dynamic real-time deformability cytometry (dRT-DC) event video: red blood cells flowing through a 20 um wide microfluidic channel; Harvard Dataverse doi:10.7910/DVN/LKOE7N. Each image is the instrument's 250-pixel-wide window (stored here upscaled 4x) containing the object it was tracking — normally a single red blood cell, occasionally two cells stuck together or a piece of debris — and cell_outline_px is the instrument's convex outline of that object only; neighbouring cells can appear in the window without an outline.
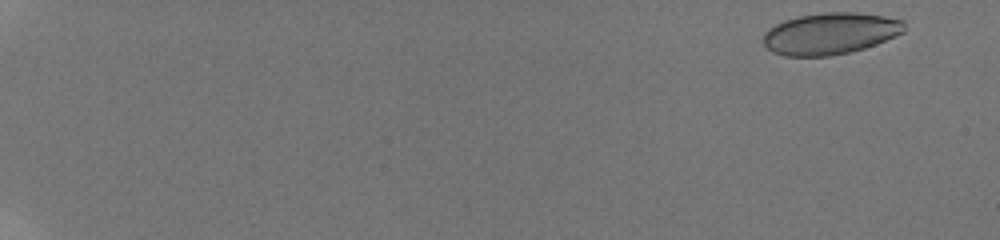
{"species": "human", "species_latin": "Homo sapiens", "temperature_condition": "room temperature", "stored_images_in_passage": 8, "camera_frame_rate_fps": 3000, "um_per_image_px": 0.085, "donor": {"sex": "male"}, "frame": {"image": 1, "passage_image": 1, "time_ms": 0.0, "image_size_px": [1000, 240], "cell_outline_px": [[904, 32], [896, 36], [864, 48], [848, 52], [828, 56], [784, 56], [772, 52], [764, 44], [764, 32], [768, 28], [784, 20], [796, 16], [820, 12], [856, 12], [884, 16], [904, 20]], "centroid_in_image_um": [70.55, 2.84], "position_along_channel_um": 14.4, "area_um2": 34.33}}
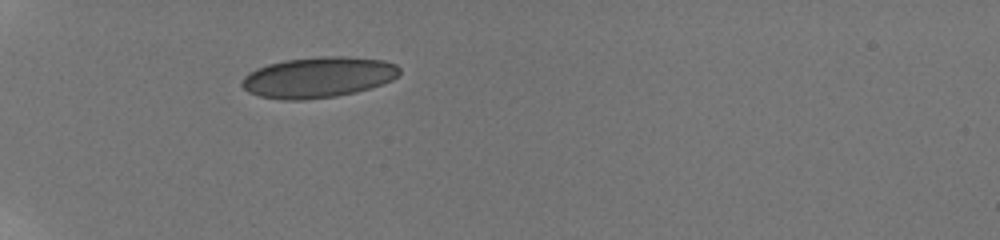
{"frame": {"image": 2, "passage_image": 7, "time_ms": 6.0, "image_size_px": [1000, 240], "cell_outline_px": [[400, 72], [392, 80], [356, 92], [336, 96], [304, 100], [284, 100], [260, 96], [248, 92], [240, 84], [244, 76], [248, 72], [256, 68], [268, 64], [284, 60], [320, 56], [344, 56], [384, 60], [396, 64], [400, 68]], "centroid_in_image_um": [27.02, 6.56], "position_along_channel_um": 58.0, "area_um2": 37.45}}